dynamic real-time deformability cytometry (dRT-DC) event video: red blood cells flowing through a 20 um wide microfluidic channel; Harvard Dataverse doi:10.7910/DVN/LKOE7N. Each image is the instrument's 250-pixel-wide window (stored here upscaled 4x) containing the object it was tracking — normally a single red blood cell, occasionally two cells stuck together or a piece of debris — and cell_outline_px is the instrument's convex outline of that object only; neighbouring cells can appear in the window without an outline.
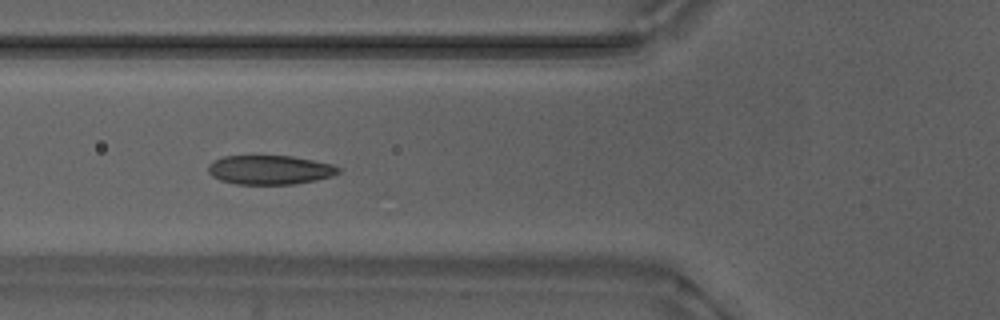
{"species": "Egyptian fruit bat (a non-hibernating species)", "species_latin": "Rousettus aegyptiacus", "temperature_condition": "warm", "stored_images_in_passage": 54, "segment_of_instrument_passage": [1, 2], "camera_frame_rate_fps": 3000, "um_per_image_px": 0.085, "animal": {"sex": "male"}, "frame": {"image": 1, "passage_image": 20, "time_ms": 6.333, "image_size_px": [1000, 320], "cell_outline_px": [[340, 172], [332, 176], [316, 180], [292, 184], [236, 184], [220, 180], [212, 176], [208, 172], [208, 164], [212, 160], [224, 156], [292, 156], [332, 164], [340, 168]], "centroid_in_image_um": [22.91, 14.43], "position_along_channel_um": 102.9, "area_um2": 22.14}}
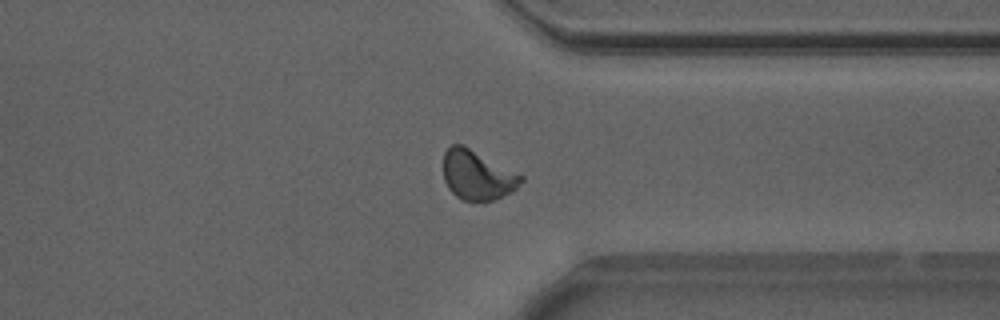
{"frame": {"image": 2, "passage_image": 41, "time_ms": 13.333, "image_size_px": [1000, 320], "cell_outline_px": [[524, 180], [512, 192], [492, 200], [460, 200], [448, 188], [444, 180], [444, 152], [452, 144], [464, 144], [524, 176]], "centroid_in_image_um": [40.57, 14.87], "position_along_channel_um": 370.8, "area_um2": 22.43}}
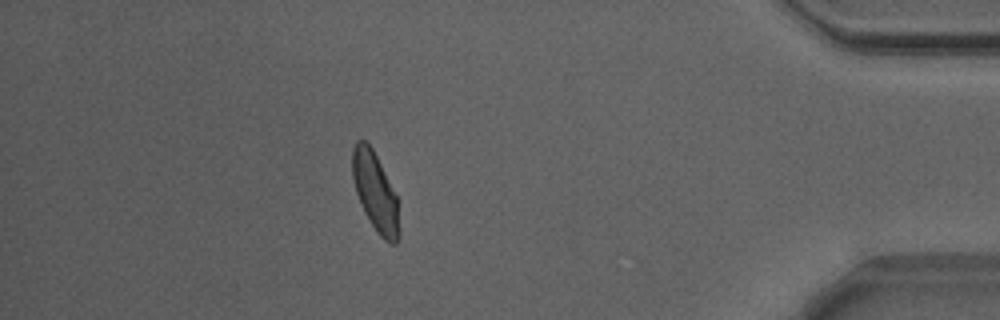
{"frame": {"image": 3, "passage_image": 47, "time_ms": 15.333, "image_size_px": [1000, 320], "cell_outline_px": [[400, 236], [396, 244], [392, 244], [384, 240], [376, 232], [364, 212], [356, 192], [352, 176], [352, 148], [356, 140], [364, 140], [372, 148], [396, 196], [400, 228]], "centroid_in_image_um": [31.89, 16.36], "position_along_channel_um": 403.3, "area_um2": 21.33}}